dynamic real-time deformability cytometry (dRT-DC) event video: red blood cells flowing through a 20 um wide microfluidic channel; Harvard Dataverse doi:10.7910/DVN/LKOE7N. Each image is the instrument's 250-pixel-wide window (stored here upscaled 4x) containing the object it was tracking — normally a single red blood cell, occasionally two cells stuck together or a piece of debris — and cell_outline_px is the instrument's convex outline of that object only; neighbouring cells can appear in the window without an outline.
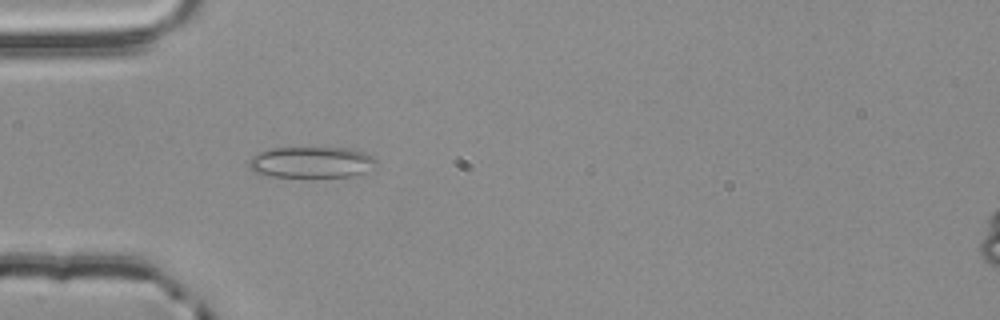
{"species": "common noctule bat (a hibernating species)", "species_latin": "Nyctalus noctula", "temperature_condition": "room temperature", "stored_images_in_passage": 1, "camera_frame_rate_fps": 3000, "um_per_image_px": 0.085, "animal": {"sex": "male", "body_mass_g": 20.4}, "frame": {"image": 1, "passage_image": 1, "time_ms": 0.0, "image_size_px": [1000, 320], "cell_outline_px": [[376, 160], [364, 172], [352, 176], [268, 176], [256, 172], [248, 168], [248, 160], [252, 156], [260, 152], [272, 148], [348, 148], [364, 152], [372, 156]], "centroid_in_image_um": [26.4, 13.78], "position_along_channel_um": 58.6, "area_um2": 22.66}}